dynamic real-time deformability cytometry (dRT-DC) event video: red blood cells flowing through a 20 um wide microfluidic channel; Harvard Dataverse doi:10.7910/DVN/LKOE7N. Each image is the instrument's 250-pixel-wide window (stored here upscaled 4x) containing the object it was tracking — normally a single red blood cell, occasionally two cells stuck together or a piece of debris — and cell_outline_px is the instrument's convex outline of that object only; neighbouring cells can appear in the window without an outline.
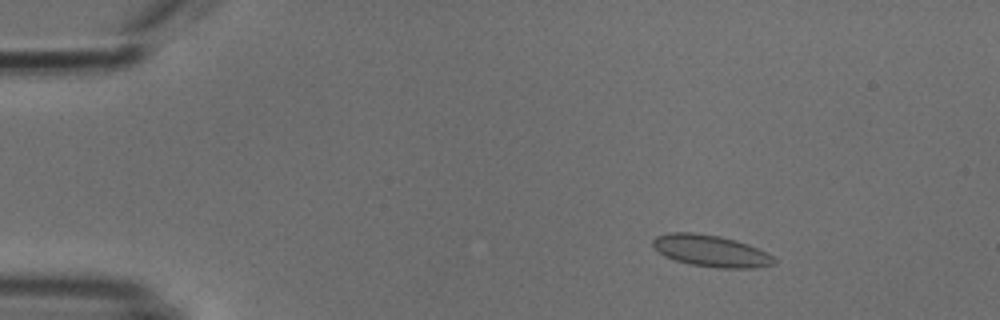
{"species": "common noctule bat (a hibernating species)", "species_latin": "Nyctalus noctula", "temperature_condition": "cold", "stored_images_in_passage": 46, "camera_frame_rate_fps": 3000, "um_per_image_px": 0.085, "animal": {"sex": "male", "body_mass_g": 18.8}, "frame": {"image": 1, "passage_image": 1, "time_ms": 0.0, "image_size_px": [1000, 320], "cell_outline_px": [[776, 260], [772, 264], [756, 268], [720, 268], [692, 264], [676, 260], [664, 256], [652, 248], [652, 240], [656, 236], [668, 232], [692, 232], [720, 236], [736, 240], [748, 244], [772, 256]], "centroid_in_image_um": [60.36, 21.31], "position_along_channel_um": 24.6, "area_um2": 22.31}}
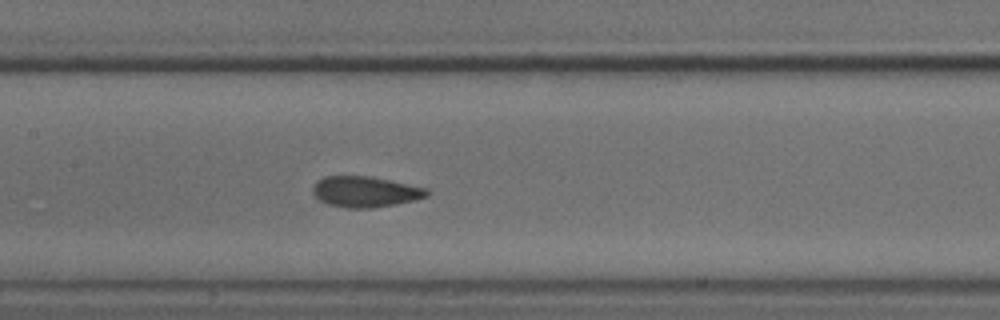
{"frame": {"image": 2, "passage_image": 19, "time_ms": 6.0, "image_size_px": [1000, 320], "cell_outline_px": [[432, 192], [428, 196], [416, 200], [396, 204], [372, 208], [344, 208], [328, 204], [320, 200], [312, 192], [312, 188], [316, 180], [324, 176], [368, 176], [428, 188]], "centroid_in_image_um": [31.06, 16.3], "position_along_channel_um": 176.3, "area_um2": 20.63}}
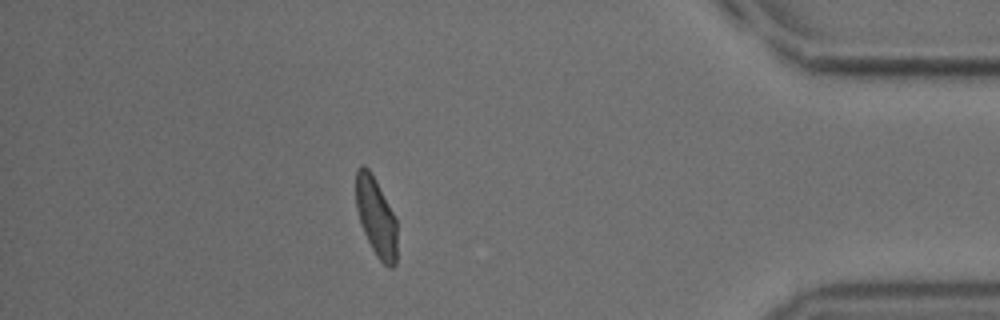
{"frame": {"image": 3, "passage_image": 40, "time_ms": 13.0, "image_size_px": [1000, 320], "cell_outline_px": [[396, 264], [392, 268], [388, 268], [376, 256], [364, 232], [356, 208], [356, 168], [360, 164], [364, 164], [368, 168], [376, 180], [396, 220]], "centroid_in_image_um": [31.95, 18.43], "position_along_channel_um": 403.2, "area_um2": 18.73}, "authors_computed_cell_mechanics": {"area_um2": 20.4034, "velocity_mm_per_s": 3.7966, "shape_relaxation_time_tau1_ms": 5.192, "shape_relaxation_time_tau2_ms": 0.7442, "deformation_change_tau1": 0.1015, "deformation_change_tau2": 0.0326}}